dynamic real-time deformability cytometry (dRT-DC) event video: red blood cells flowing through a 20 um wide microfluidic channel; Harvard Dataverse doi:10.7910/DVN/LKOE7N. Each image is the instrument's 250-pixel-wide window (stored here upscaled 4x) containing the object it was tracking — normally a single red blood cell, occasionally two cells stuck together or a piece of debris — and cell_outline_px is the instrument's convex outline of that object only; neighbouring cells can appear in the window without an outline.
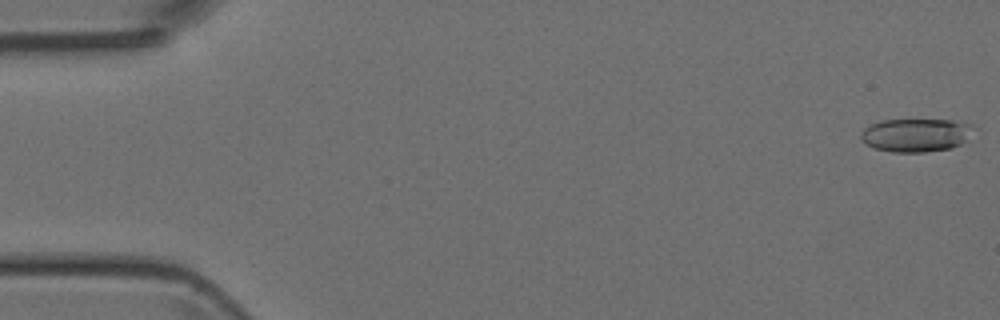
{"species": "Egyptian fruit bat (a non-hibernating species)", "species_latin": "Rousettus aegyptiacus", "temperature_condition": "room temperature", "stored_images_in_passage": 44, "camera_frame_rate_fps": 3000, "um_per_image_px": 0.085, "animal": {"sex": "female"}, "frame": {"image": 1, "passage_image": 1, "time_ms": 0.0, "image_size_px": [1000, 320], "cell_outline_px": [[976, 128], [960, 144], [952, 148], [924, 152], [892, 152], [876, 148], [864, 144], [860, 140], [860, 132], [864, 128], [880, 120], [952, 120], [972, 124]], "centroid_in_image_um": [77.83, 11.48], "position_along_channel_um": 7.2, "area_um2": 21.96}}
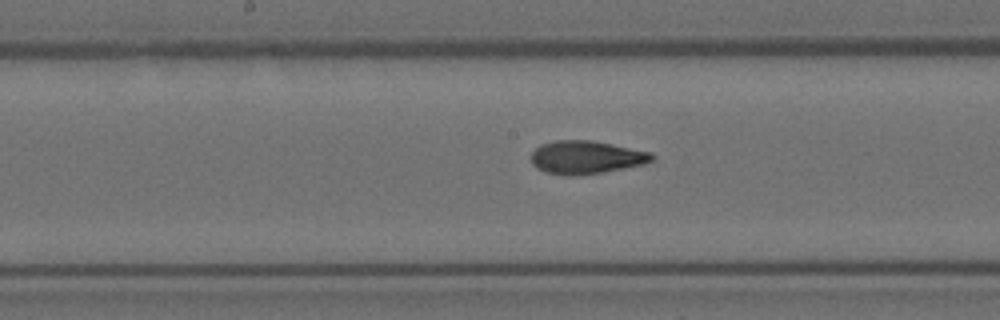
{"frame": {"image": 2, "passage_image": 25, "time_ms": 8.0, "image_size_px": [1000, 320], "cell_outline_px": [[656, 156], [652, 160], [640, 164], [624, 168], [604, 172], [580, 176], [568, 176], [548, 172], [536, 168], [532, 164], [532, 152], [540, 144], [556, 140], [592, 140], [652, 152]], "centroid_in_image_um": [49.81, 13.37], "position_along_channel_um": 198.4, "area_um2": 23.35}}
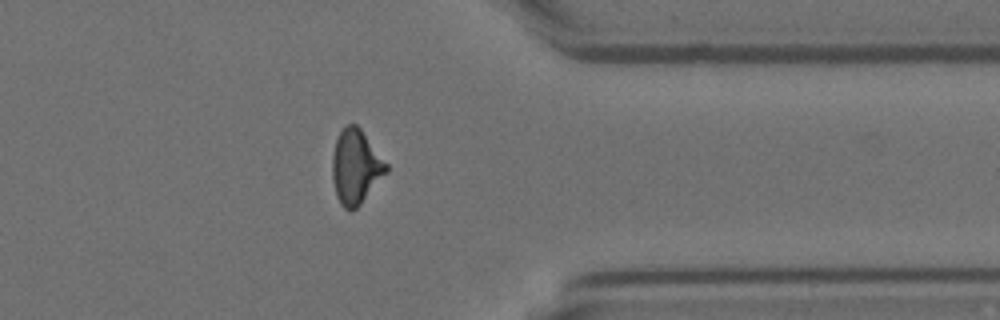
{"frame": {"image": 3, "passage_image": 39, "time_ms": 12.667, "image_size_px": [1000, 320], "cell_outline_px": [[388, 172], [360, 204], [352, 212], [348, 212], [340, 204], [336, 196], [332, 180], [332, 156], [336, 140], [340, 132], [348, 124], [356, 124], [360, 128], [388, 164]], "centroid_in_image_um": [30.23, 14.22], "position_along_channel_um": 381.2, "area_um2": 23.47}}